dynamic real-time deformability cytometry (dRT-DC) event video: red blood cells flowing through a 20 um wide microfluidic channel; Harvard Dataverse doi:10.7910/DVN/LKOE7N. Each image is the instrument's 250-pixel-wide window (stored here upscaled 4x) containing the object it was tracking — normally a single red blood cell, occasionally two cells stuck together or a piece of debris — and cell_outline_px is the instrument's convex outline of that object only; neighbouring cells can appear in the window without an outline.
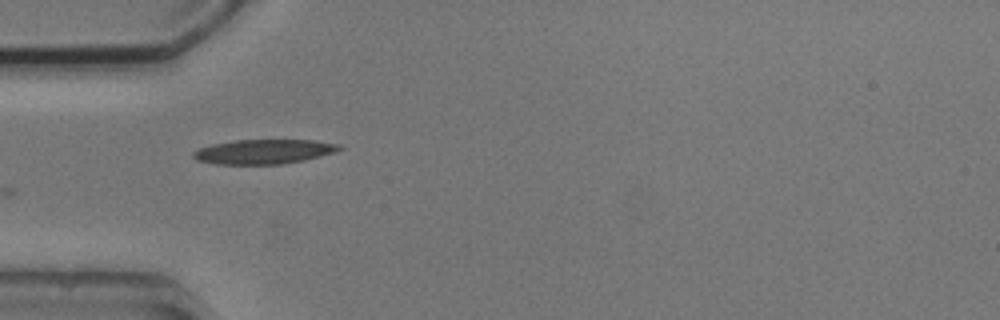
{"species": "common noctule bat (a hibernating species)", "species_latin": "Nyctalus noctula", "temperature_condition": "cold", "stored_images_in_passage": 6, "camera_frame_rate_fps": 3000, "um_per_image_px": 0.085, "animal": {"sex": "male", "body_mass_g": 20.5, "forearm_length_mm": 52.5}, "frame": {"image": 1, "passage_image": 4, "time_ms": 4.667, "image_size_px": [1000, 320], "cell_outline_px": [[344, 148], [336, 152], [304, 160], [280, 164], [216, 164], [196, 160], [192, 156], [192, 152], [200, 148], [212, 144], [236, 140], [316, 140], [340, 144]], "centroid_in_image_um": [22.45, 12.88], "position_along_channel_um": 62.6, "area_um2": 20.92}}